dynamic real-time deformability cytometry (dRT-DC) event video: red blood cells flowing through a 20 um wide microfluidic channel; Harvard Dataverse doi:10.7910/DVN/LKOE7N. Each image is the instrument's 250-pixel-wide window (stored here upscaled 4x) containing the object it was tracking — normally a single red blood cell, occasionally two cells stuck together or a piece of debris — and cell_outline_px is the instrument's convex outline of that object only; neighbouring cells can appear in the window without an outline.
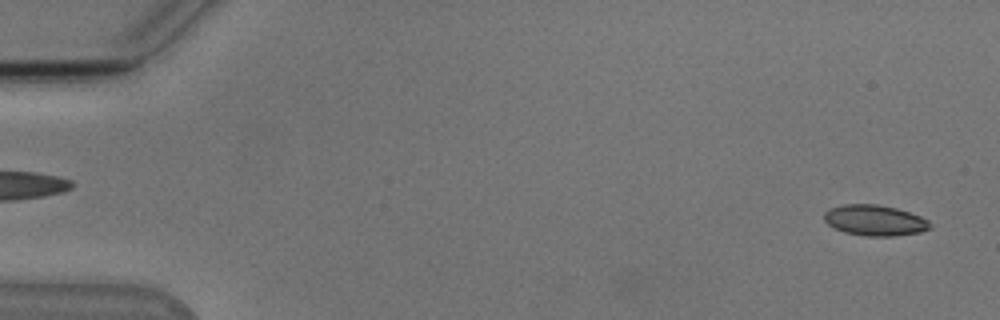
{"species": "Egyptian fruit bat (a non-hibernating species)", "species_latin": "Rousettus aegyptiacus", "temperature_condition": "cold", "stored_images_in_passage": 50, "camera_frame_rate_fps": 3000, "um_per_image_px": 0.085, "animal": {"sex": "male"}, "frame": {"image": 1, "passage_image": 2, "time_ms": 0.333, "image_size_px": [1000, 320], "cell_outline_px": [[932, 228], [920, 232], [896, 236], [868, 236], [844, 232], [828, 224], [824, 220], [824, 212], [828, 208], [840, 204], [876, 204], [896, 208], [920, 216], [928, 220], [932, 224]], "centroid_in_image_um": [74.35, 18.72], "position_along_channel_um": 10.6, "area_um2": 19.07}}
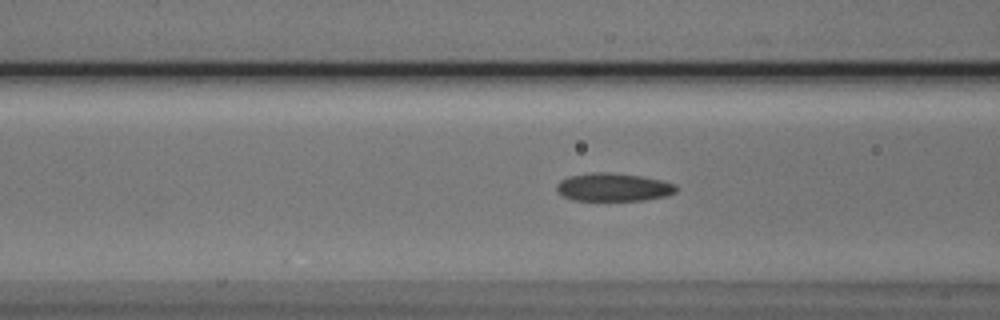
{"frame": {"image": 2, "passage_image": 21, "time_ms": 6.667, "image_size_px": [1000, 320], "cell_outline_px": [[676, 192], [664, 196], [644, 200], [572, 200], [556, 192], [556, 184], [560, 180], [568, 176], [592, 172], [612, 172], [640, 176], [660, 180], [676, 184]], "centroid_in_image_um": [52.09, 15.9], "position_along_channel_um": 114.5, "area_um2": 19.59}}
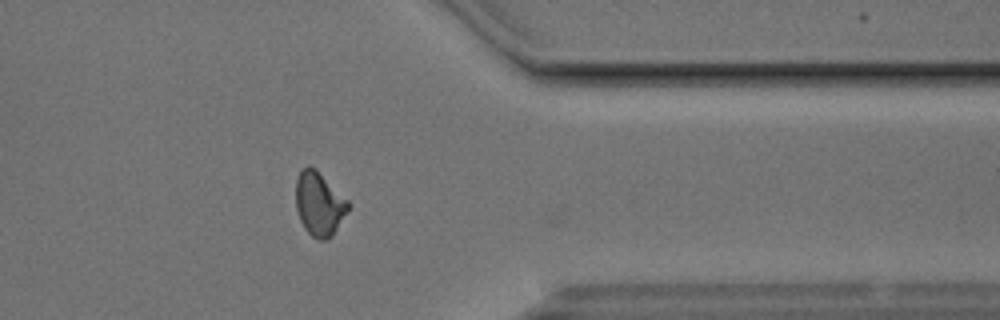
{"frame": {"image": 3, "passage_image": 43, "time_ms": 14.0, "image_size_px": [1000, 320], "cell_outline_px": [[348, 212], [332, 236], [328, 240], [316, 240], [304, 228], [300, 220], [296, 208], [296, 180], [300, 172], [308, 164], [316, 168], [348, 200]], "centroid_in_image_um": [27.13, 17.34], "position_along_channel_um": 384.3, "area_um2": 19.59}}